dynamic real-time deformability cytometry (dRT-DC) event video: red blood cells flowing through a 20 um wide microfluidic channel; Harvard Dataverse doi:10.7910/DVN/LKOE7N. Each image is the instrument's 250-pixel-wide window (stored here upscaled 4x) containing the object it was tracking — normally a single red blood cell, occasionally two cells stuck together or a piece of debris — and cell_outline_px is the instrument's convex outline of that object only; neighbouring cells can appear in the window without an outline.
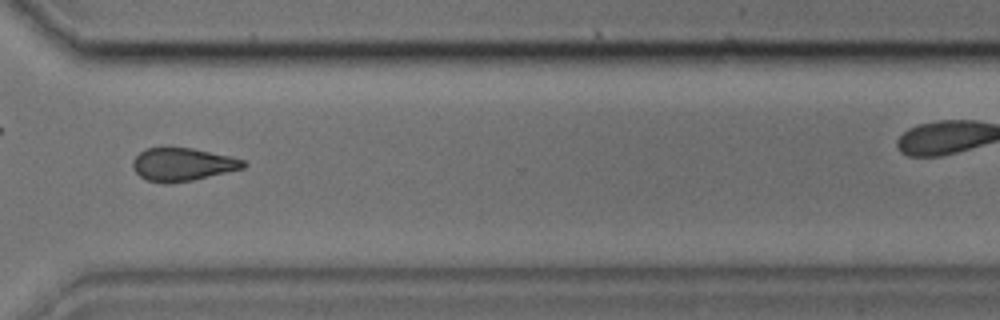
{"species": "common noctule bat (a hibernating species)", "species_latin": "Nyctalus noctula", "temperature_condition": "cold", "stored_images_in_passage": 42, "camera_frame_rate_fps": 3000, "um_per_image_px": 0.085, "animal": {"sex": "male", "body_mass_g": 17.9, "forearm_length_mm": 54.2}, "frame": {"image": 1, "passage_image": 30, "time_ms": 9.667, "image_size_px": [1000, 320], "cell_outline_px": [[248, 164], [244, 168], [192, 180], [148, 180], [140, 176], [132, 168], [132, 160], [140, 152], [148, 148], [168, 144], [192, 148], [232, 156], [244, 160]], "centroid_in_image_um": [15.53, 13.89], "position_along_channel_um": 355.1, "area_um2": 21.21}}